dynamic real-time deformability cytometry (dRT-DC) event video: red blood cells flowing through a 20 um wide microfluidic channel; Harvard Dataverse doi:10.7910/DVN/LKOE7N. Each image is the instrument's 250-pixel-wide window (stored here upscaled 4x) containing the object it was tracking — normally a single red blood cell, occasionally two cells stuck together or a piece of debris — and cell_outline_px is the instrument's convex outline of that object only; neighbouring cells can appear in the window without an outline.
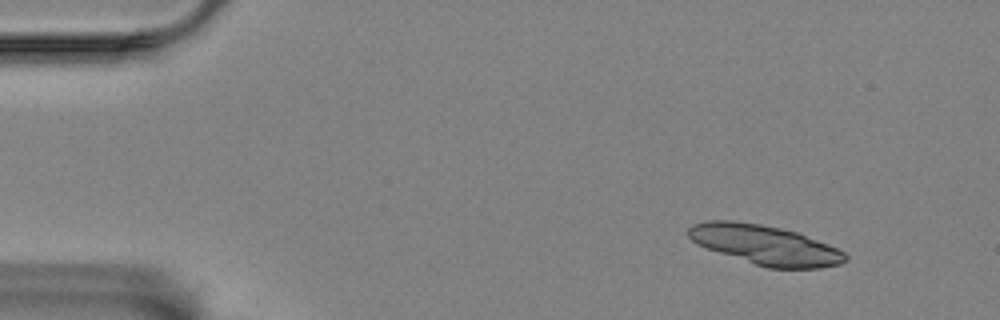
{"species": "Egyptian fruit bat (a non-hibernating species)", "species_latin": "Rousettus aegyptiacus", "temperature_condition": "room temperature", "stored_images_in_passage": 38, "segment_of_instrument_passage": [1, 2], "camera_frame_rate_fps": 3000, "um_per_image_px": 0.085, "animal": {"sex": "female"}, "frame": {"image": 1, "passage_image": 1, "time_ms": 0.0, "image_size_px": [1000, 320], "cell_outline_px": [[848, 260], [840, 264], [820, 268], [768, 268], [696, 244], [688, 236], [688, 228], [692, 224], [708, 220], [732, 220], [760, 224], [780, 228], [796, 232], [828, 244], [844, 252], [848, 256]], "centroid_in_image_um": [65.04, 20.81], "position_along_channel_um": 20.0, "area_um2": 35.78}}